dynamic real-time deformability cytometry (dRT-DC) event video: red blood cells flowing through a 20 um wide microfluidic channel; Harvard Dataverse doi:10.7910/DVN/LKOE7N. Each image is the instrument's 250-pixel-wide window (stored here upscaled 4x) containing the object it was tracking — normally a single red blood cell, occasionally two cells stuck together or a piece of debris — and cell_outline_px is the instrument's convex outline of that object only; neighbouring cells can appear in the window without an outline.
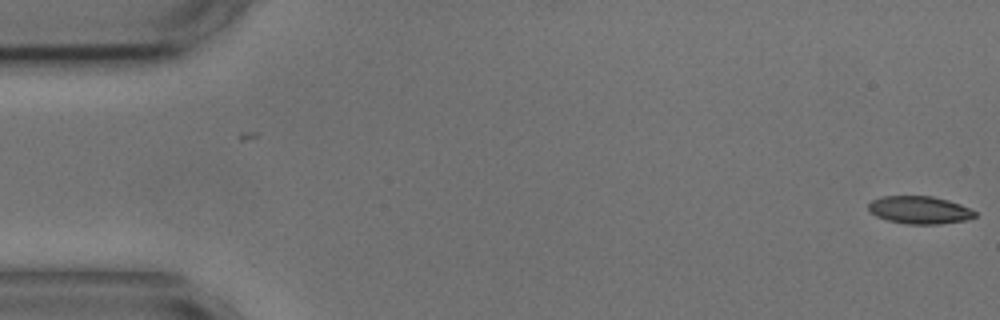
{"species": "common noctule bat (a hibernating species)", "species_latin": "Nyctalus noctula", "temperature_condition": "cold", "stored_images_in_passage": 56, "camera_frame_rate_fps": 3000, "um_per_image_px": 0.085, "animal": {"sex": "male", "body_mass_g": 17.9, "forearm_length_mm": 54.2}, "frame": {"image": 1, "passage_image": 1, "time_ms": 0.0, "image_size_px": [1000, 320], "cell_outline_px": [[976, 216], [968, 220], [940, 224], [904, 224], [888, 220], [876, 216], [868, 208], [868, 204], [872, 200], [880, 196], [932, 196], [948, 200], [960, 204], [976, 212]], "centroid_in_image_um": [78.16, 17.85], "position_along_channel_um": 6.8, "area_um2": 17.22}}
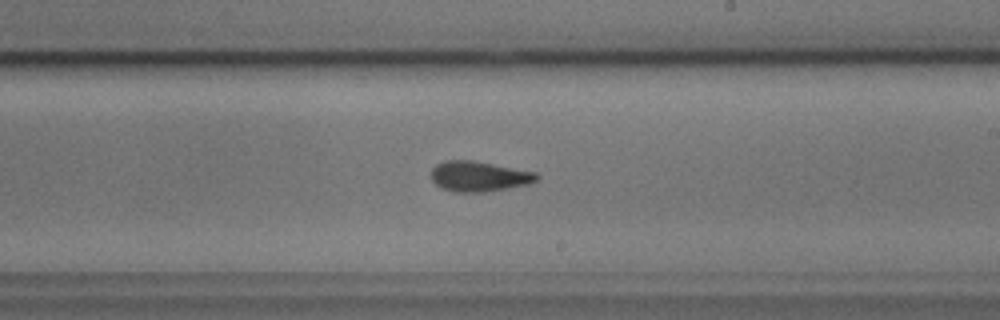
{"frame": {"image": 2, "passage_image": 32, "time_ms": 10.333, "image_size_px": [1000, 320], "cell_outline_px": [[540, 176], [532, 184], [484, 192], [456, 192], [444, 188], [436, 184], [432, 180], [432, 168], [436, 164], [444, 160], [472, 160], [536, 172]], "centroid_in_image_um": [40.74, 14.98], "position_along_channel_um": 248.3, "area_um2": 18.61}}
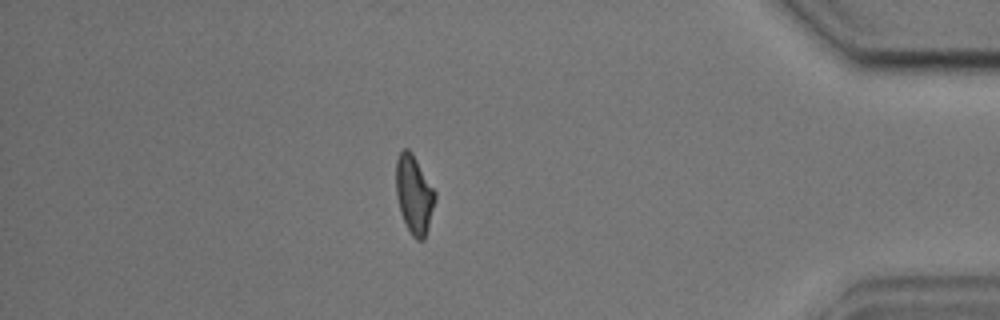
{"frame": {"image": 3, "passage_image": 48, "time_ms": 15.667, "image_size_px": [1000, 320], "cell_outline_px": [[436, 200], [428, 228], [424, 240], [416, 240], [412, 236], [400, 212], [396, 196], [396, 160], [400, 152], [404, 148], [408, 148], [412, 152], [436, 192]], "centroid_in_image_um": [35.2, 16.53], "position_along_channel_um": 400.0, "area_um2": 17.92}}